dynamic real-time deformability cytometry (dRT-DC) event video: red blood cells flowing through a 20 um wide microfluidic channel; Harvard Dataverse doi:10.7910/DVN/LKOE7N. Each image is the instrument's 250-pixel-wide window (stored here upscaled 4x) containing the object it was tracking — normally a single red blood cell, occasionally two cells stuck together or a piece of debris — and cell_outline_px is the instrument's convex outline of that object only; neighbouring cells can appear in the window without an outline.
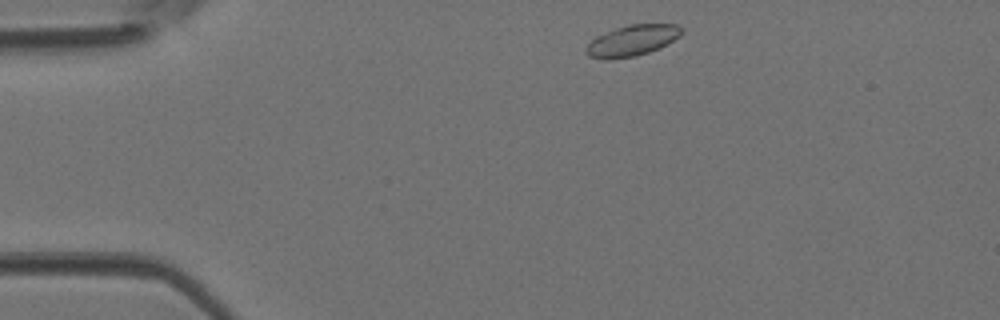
{"species": "Egyptian fruit bat (a non-hibernating species)", "species_latin": "Rousettus aegyptiacus", "temperature_condition": "room temperature", "stored_images_in_passage": 37, "camera_frame_rate_fps": 3000, "um_per_image_px": 0.085, "animal": {"sex": "female"}, "frame": {"image": 1, "passage_image": 1, "time_ms": 0.0, "image_size_px": [1000, 320], "cell_outline_px": [[684, 28], [680, 36], [668, 44], [648, 52], [636, 56], [608, 60], [588, 56], [584, 52], [584, 48], [596, 36], [616, 28], [628, 24], [680, 24]], "centroid_in_image_um": [53.74, 3.44], "position_along_channel_um": 31.3, "area_um2": 17.4}}
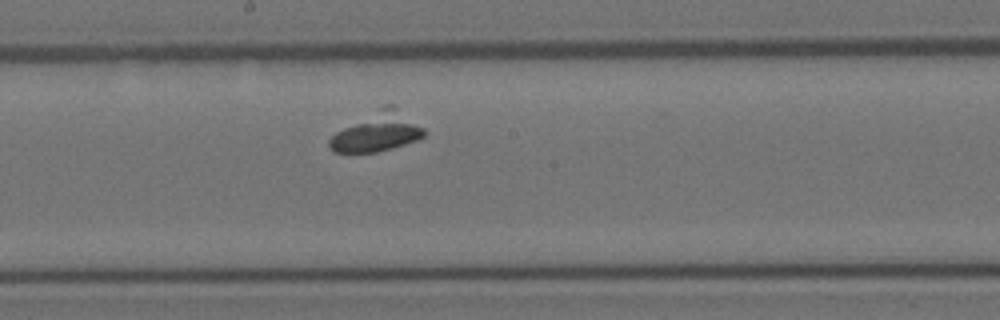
{"frame": {"image": 2, "passage_image": 17, "time_ms": 5.333, "image_size_px": [1000, 320], "cell_outline_px": [[428, 132], [424, 136], [416, 140], [392, 148], [376, 152], [332, 152], [328, 148], [328, 140], [336, 132], [384, 104], [392, 104], [424, 128]], "centroid_in_image_um": [32.05, 11.21], "position_along_channel_um": 216.1, "area_um2": 21.44}}
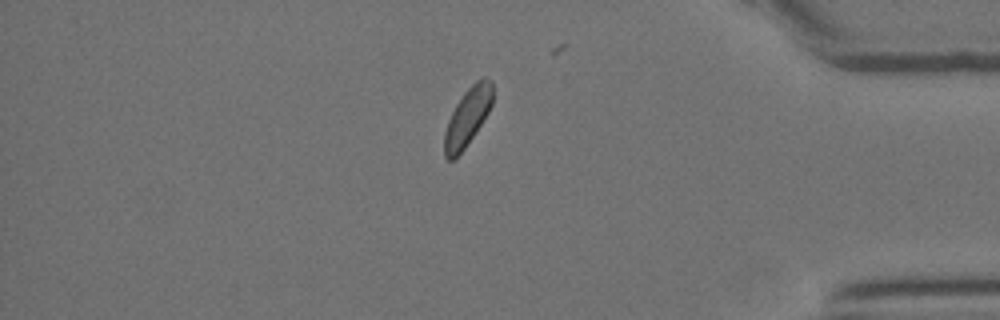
{"frame": {"image": 3, "passage_image": 31, "time_ms": 10.0, "image_size_px": [1000, 320], "cell_outline_px": [[492, 104], [488, 112], [464, 148], [452, 160], [448, 160], [444, 156], [444, 132], [448, 120], [456, 104], [464, 92], [476, 80], [484, 76], [492, 80]], "centroid_in_image_um": [39.73, 9.91], "position_along_channel_um": 395.5, "area_um2": 15.95}}